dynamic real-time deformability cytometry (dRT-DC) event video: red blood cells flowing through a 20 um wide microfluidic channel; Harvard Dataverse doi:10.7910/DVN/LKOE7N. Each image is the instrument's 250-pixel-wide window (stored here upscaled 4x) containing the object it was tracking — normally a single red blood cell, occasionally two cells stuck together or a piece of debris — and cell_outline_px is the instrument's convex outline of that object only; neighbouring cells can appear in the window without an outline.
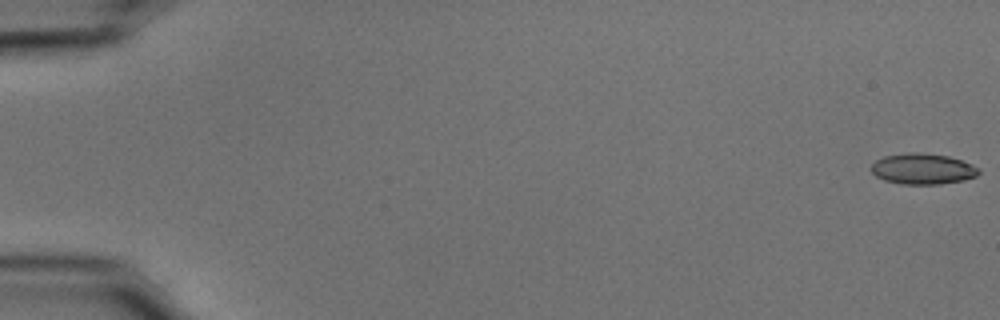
{"species": "common noctule bat (a hibernating species)", "species_latin": "Nyctalus noctula", "temperature_condition": "cold", "stored_images_in_passage": 48, "camera_frame_rate_fps": 3000, "um_per_image_px": 0.085, "animal": {"sex": "male", "body_mass_g": 15.6}, "frame": {"image": 1, "passage_image": 1, "time_ms": 0.0, "image_size_px": [1000, 320], "cell_outline_px": [[980, 172], [976, 176], [964, 180], [940, 184], [900, 184], [884, 180], [876, 176], [872, 172], [872, 164], [876, 160], [884, 156], [908, 152], [916, 152], [948, 156], [972, 164], [980, 168]], "centroid_in_image_um": [78.44, 14.35], "position_along_channel_um": 6.6, "area_um2": 19.31}}
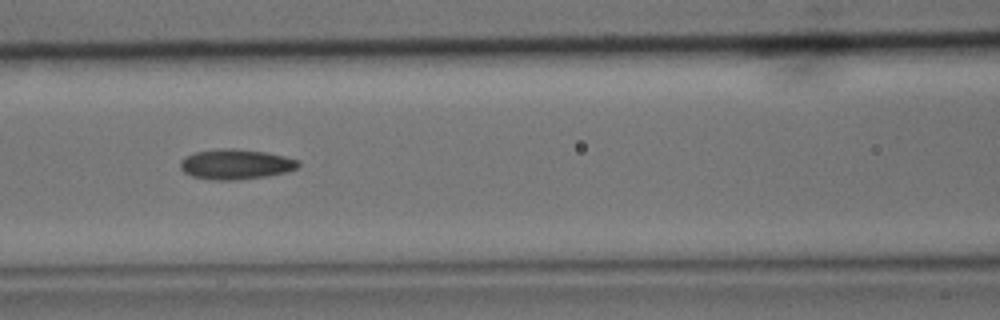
{"frame": {"image": 2, "passage_image": 25, "time_ms": 8.0, "image_size_px": [1000, 320], "cell_outline_px": [[300, 164], [296, 168], [284, 172], [268, 176], [236, 180], [212, 180], [192, 176], [184, 172], [180, 168], [180, 160], [184, 156], [196, 152], [224, 148], [232, 148], [264, 152], [284, 156], [300, 160]], "centroid_in_image_um": [20.01, 13.96], "position_along_channel_um": 146.6, "area_um2": 20.69}}
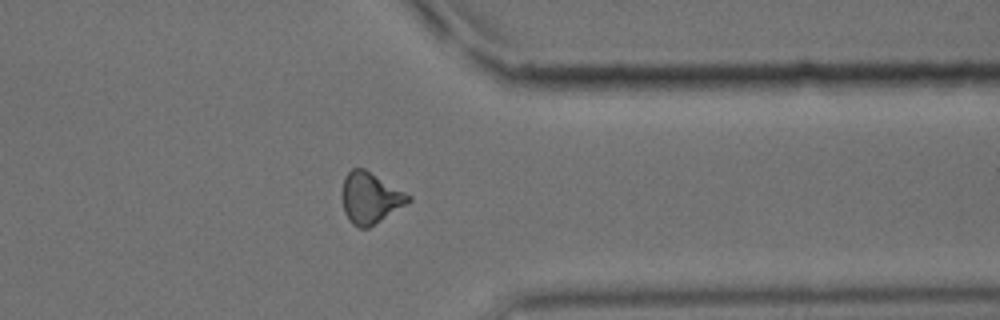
{"frame": {"image": 3, "passage_image": 44, "time_ms": 14.333, "image_size_px": [1000, 320], "cell_outline_px": [[412, 200], [368, 228], [360, 228], [352, 224], [348, 220], [344, 212], [340, 196], [344, 176], [352, 168], [364, 168], [412, 196]], "centroid_in_image_um": [31.42, 16.82], "position_along_channel_um": 380.0, "area_um2": 19.83}}